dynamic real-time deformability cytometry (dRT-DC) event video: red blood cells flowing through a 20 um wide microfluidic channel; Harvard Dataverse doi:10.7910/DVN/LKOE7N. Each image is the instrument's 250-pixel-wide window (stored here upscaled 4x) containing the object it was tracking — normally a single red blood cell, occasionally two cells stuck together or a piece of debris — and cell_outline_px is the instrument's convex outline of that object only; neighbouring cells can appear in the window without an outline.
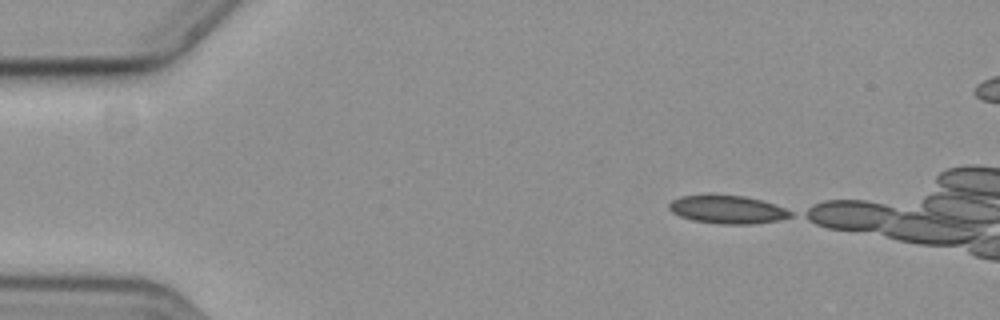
{"species": "common noctule bat (a hibernating species)", "species_latin": "Nyctalus noctula", "temperature_condition": "cold", "stored_images_in_passage": 10, "camera_frame_rate_fps": 3000, "um_per_image_px": 0.085, "animal": {"sex": "female", "body_mass_g": 19.3, "forearm_length_mm": 54.1}, "frame": {"image": 1, "passage_image": 1, "time_ms": 0.0, "image_size_px": [1000, 320], "cell_outline_px": [[792, 216], [780, 220], [752, 224], [720, 224], [692, 220], [680, 216], [672, 212], [668, 208], [668, 204], [672, 200], [680, 196], [708, 192], [744, 196], [760, 200], [784, 208], [792, 212]], "centroid_in_image_um": [61.76, 17.77], "position_along_channel_um": 23.2, "area_um2": 20.46}}